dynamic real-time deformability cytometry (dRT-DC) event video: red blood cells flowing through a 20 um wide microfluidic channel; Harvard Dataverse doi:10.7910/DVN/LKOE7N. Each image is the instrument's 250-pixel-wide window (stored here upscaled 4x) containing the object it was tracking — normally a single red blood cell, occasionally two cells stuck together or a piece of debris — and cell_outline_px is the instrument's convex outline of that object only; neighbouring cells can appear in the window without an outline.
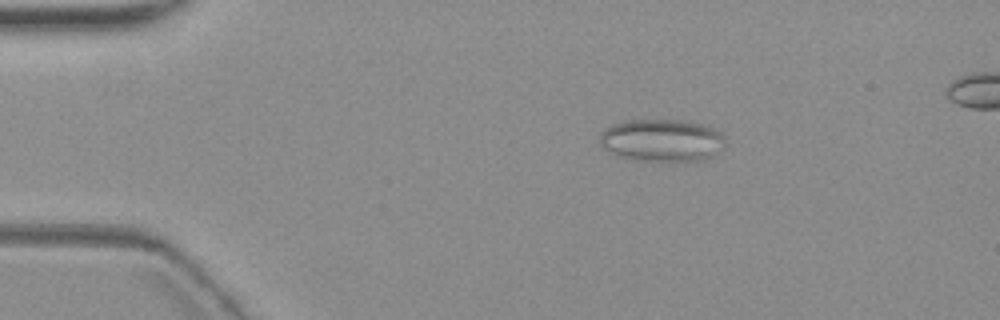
{"species": "common noctule bat (a hibernating species)", "species_latin": "Nyctalus noctula", "temperature_condition": "warm", "stored_images_in_passage": 6, "camera_frame_rate_fps": 3000, "um_per_image_px": 0.085, "animal": {"sex": "female", "body_mass_g": 19.3, "forearm_length_mm": 54.1}, "frame": {"image": 1, "passage_image": 3, "time_ms": 2.333, "image_size_px": [1000, 320], "cell_outline_px": [[724, 148], [712, 156], [704, 160], [636, 160], [616, 156], [604, 148], [600, 144], [600, 132], [612, 124], [624, 120], [680, 120], [704, 124], [716, 128], [724, 136]], "centroid_in_image_um": [56.26, 11.91], "position_along_channel_um": 28.7, "area_um2": 31.21}}